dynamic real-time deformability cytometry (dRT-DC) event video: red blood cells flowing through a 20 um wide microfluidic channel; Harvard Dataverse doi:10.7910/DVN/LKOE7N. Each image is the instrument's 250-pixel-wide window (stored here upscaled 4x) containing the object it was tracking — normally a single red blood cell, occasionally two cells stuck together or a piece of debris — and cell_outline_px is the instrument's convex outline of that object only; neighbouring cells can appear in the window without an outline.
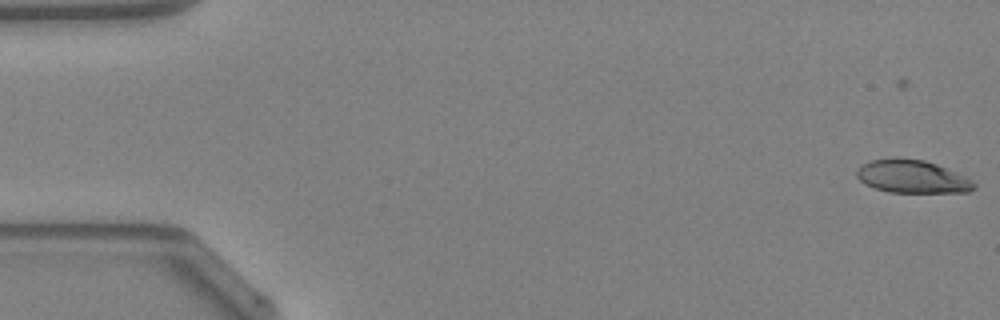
{"species": "Egyptian fruit bat (a non-hibernating species)", "species_latin": "Rousettus aegyptiacus", "temperature_condition": "warm", "stored_images_in_passage": 48, "camera_frame_rate_fps": 3000, "um_per_image_px": 0.085, "animal": {"sex": "female"}, "frame": {"image": 1, "passage_image": 4, "time_ms": 1.0, "image_size_px": [1000, 320], "cell_outline_px": [[976, 184], [968, 192], [888, 192], [864, 184], [856, 176], [856, 172], [864, 164], [872, 160], [892, 156], [896, 156], [924, 160], [936, 164], [972, 180]], "centroid_in_image_um": [77.49, 14.99], "position_along_channel_um": 7.5, "area_um2": 22.43}}
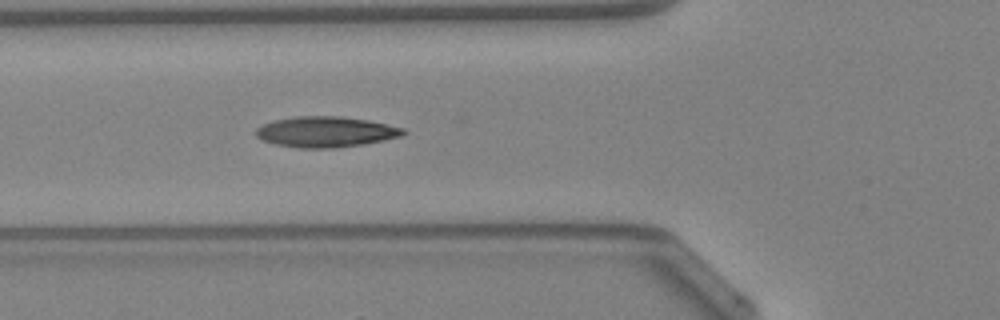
{"frame": {"image": 2, "passage_image": 21, "time_ms": 6.667, "image_size_px": [1000, 320], "cell_outline_px": [[404, 132], [400, 136], [384, 140], [364, 144], [336, 148], [300, 148], [276, 144], [260, 140], [256, 136], [256, 128], [272, 120], [296, 116], [340, 116], [368, 120], [404, 128]], "centroid_in_image_um": [27.65, 11.21], "position_along_channel_um": 98.2, "area_um2": 26.3}}
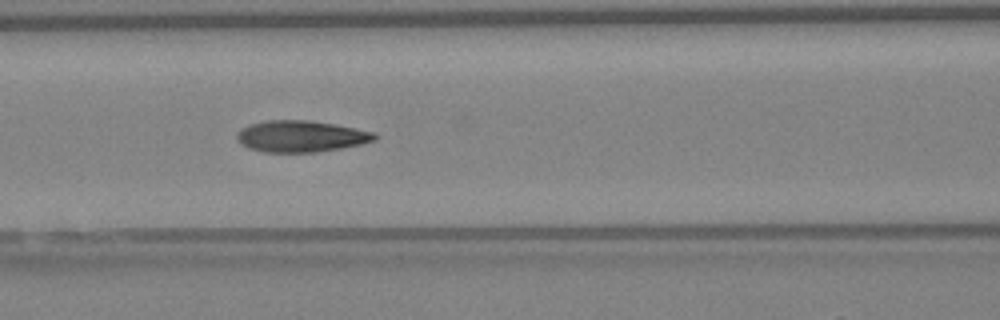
{"frame": {"image": 3, "passage_image": 24, "time_ms": 7.667, "image_size_px": [1000, 320], "cell_outline_px": [[380, 136], [376, 140], [360, 144], [340, 148], [316, 152], [264, 152], [248, 148], [240, 144], [236, 140], [236, 136], [240, 128], [248, 124], [264, 120], [312, 120], [356, 128], [376, 132]], "centroid_in_image_um": [25.57, 11.57], "position_along_channel_um": 141.0, "area_um2": 25.61}, "authors_computed_cell_mechanics": {"area_um2": 24.4494, "velocity_mm_per_s": 4.2699, "shape_relaxation_time_tau1_ms": 4.8444, "shape_relaxation_time_tau2_ms": 1.9242, "deformation_change_tau1": 0.1833, "deformation_change_tau2": 0.0827}}